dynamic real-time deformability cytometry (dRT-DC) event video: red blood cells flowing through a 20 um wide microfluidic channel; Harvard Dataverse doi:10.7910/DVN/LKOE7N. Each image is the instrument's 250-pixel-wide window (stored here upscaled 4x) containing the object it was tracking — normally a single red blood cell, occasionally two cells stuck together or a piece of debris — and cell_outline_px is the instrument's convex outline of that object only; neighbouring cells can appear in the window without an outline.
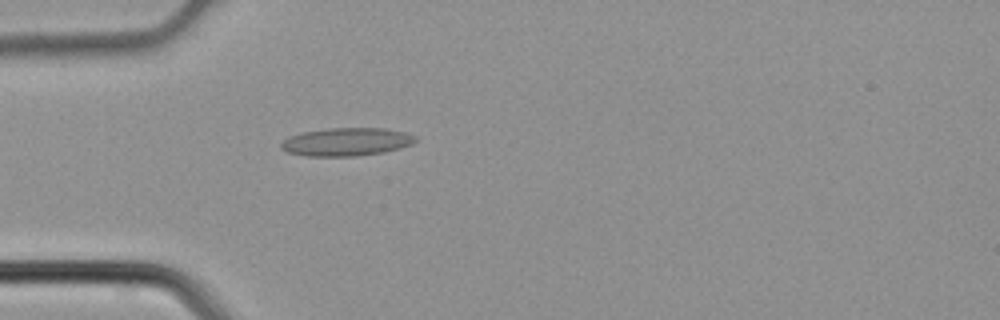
{"species": "common noctule bat (a hibernating species)", "species_latin": "Nyctalus noctula", "temperature_condition": "cold", "stored_images_in_passage": 1, "camera_frame_rate_fps": 3000, "um_per_image_px": 0.085, "animal": {"sex": "male", "body_mass_g": 21.5, "forearm_length_mm": 52.0}, "frame": {"image": 1, "passage_image": 1, "time_ms": 0.0, "image_size_px": [1000, 320], "cell_outline_px": [[416, 140], [412, 144], [400, 148], [384, 152], [356, 156], [308, 156], [288, 152], [280, 148], [280, 144], [288, 136], [304, 132], [328, 128], [384, 128], [404, 132], [416, 136]], "centroid_in_image_um": [29.45, 12.05], "position_along_channel_um": 55.6, "area_um2": 21.96}}